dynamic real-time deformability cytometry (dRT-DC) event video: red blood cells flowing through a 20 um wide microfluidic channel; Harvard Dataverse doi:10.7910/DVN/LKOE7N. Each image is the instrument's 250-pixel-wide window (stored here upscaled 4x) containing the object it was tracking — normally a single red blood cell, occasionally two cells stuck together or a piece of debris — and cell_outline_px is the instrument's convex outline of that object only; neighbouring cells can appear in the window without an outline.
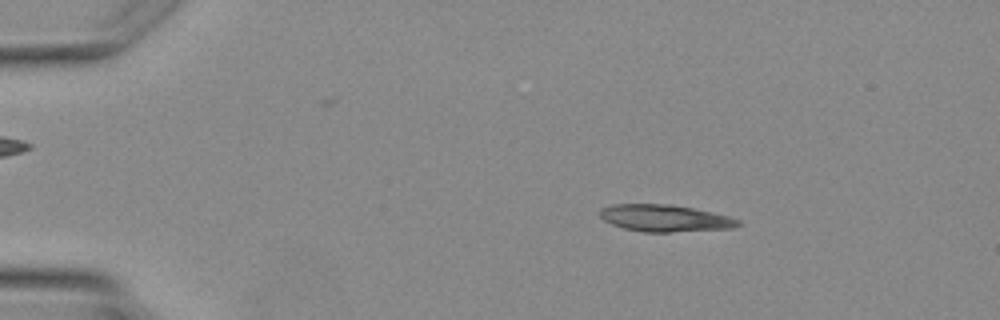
{"species": "Egyptian fruit bat (a non-hibernating species)", "species_latin": "Rousettus aegyptiacus", "temperature_condition": "warm", "stored_images_in_passage": 4, "camera_frame_rate_fps": 3000, "um_per_image_px": 0.085, "animal": {"sex": "female"}, "frame": {"image": 1, "passage_image": 2, "time_ms": 1.0, "image_size_px": [1000, 320], "cell_outline_px": [[740, 224], [732, 228], [668, 232], [644, 232], [624, 228], [612, 224], [604, 220], [600, 216], [600, 208], [612, 204], [672, 204], [692, 208], [728, 216], [740, 220]], "centroid_in_image_um": [56.48, 18.54], "position_along_channel_um": 28.5, "area_um2": 21.5}}
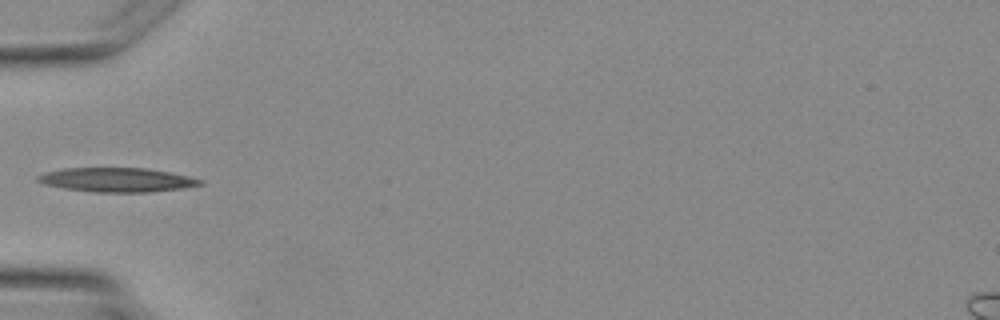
{"frame": {"image": 2, "passage_image": 4, "time_ms": 3.333, "image_size_px": [1000, 320], "cell_outline_px": [[204, 184], [180, 188], [148, 192], [92, 192], [64, 188], [44, 184], [36, 180], [36, 176], [44, 172], [64, 168], [144, 168], [168, 172], [188, 176], [204, 180]], "centroid_in_image_um": [9.9, 15.28], "position_along_channel_um": 75.1, "area_um2": 22.77}}